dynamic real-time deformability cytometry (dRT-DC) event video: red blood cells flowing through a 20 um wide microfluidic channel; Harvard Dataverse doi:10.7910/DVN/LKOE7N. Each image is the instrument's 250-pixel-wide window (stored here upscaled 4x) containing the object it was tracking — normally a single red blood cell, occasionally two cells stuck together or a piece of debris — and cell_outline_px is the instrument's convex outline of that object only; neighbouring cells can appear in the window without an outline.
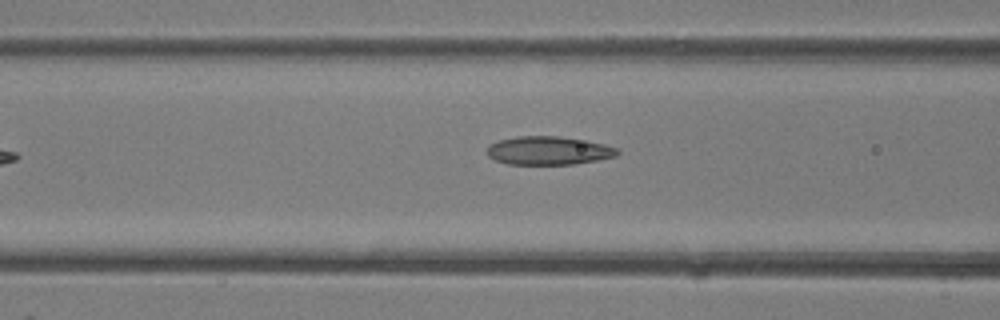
{"species": "common noctule bat (a hibernating species)", "species_latin": "Nyctalus noctula", "temperature_condition": "room temperature", "stored_images_in_passage": 5, "camera_frame_rate_fps": 3000, "um_per_image_px": 0.085, "animal": {"sex": "female"}, "frame": {"image": 1, "passage_image": 5, "time_ms": 1.333, "image_size_px": [1000, 320], "cell_outline_px": [[620, 152], [616, 156], [596, 160], [572, 164], [508, 164], [496, 160], [488, 156], [488, 144], [500, 140], [516, 136], [560, 136], [588, 140], [620, 148]], "centroid_in_image_um": [46.66, 12.79], "position_along_channel_um": 119.9, "area_um2": 21.68}}